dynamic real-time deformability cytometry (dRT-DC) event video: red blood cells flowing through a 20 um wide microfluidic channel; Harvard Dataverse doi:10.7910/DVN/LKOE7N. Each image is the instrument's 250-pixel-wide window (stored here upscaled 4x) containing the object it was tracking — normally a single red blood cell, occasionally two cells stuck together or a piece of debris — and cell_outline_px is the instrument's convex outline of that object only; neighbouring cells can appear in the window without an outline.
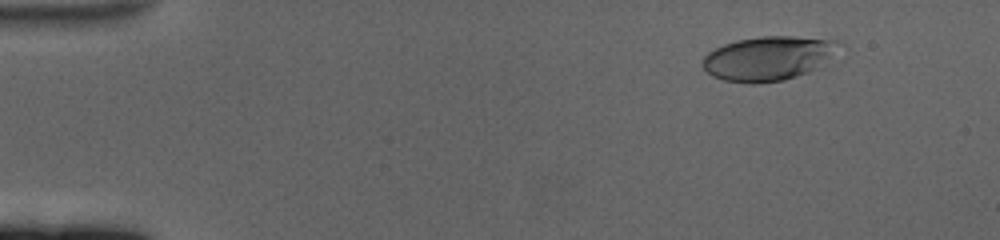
{"species": "human", "species_latin": "Homo sapiens", "temperature_condition": "cold", "stored_images_in_passage": 61, "camera_frame_rate_fps": 3000, "um_per_image_px": 0.085, "donor": {"sex": "female"}, "frame": {"image": 1, "passage_image": 7, "time_ms": 2.0, "image_size_px": [1000, 240], "cell_outline_px": [[844, 44], [808, 72], [784, 80], [752, 84], [724, 80], [712, 76], [700, 64], [704, 56], [708, 52], [724, 44], [736, 40], [760, 36], [792, 36], [840, 40]], "centroid_in_image_um": [65.25, 4.94], "position_along_channel_um": 19.8, "area_um2": 34.85}}
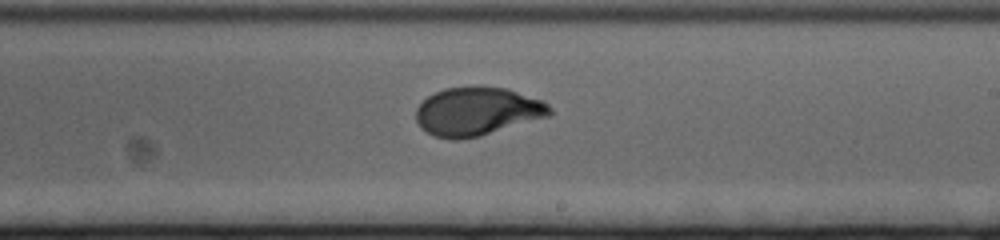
{"frame": {"image": 2, "passage_image": 37, "time_ms": 12.0, "image_size_px": [1000, 240], "cell_outline_px": [[552, 116], [480, 136], [460, 140], [452, 140], [432, 136], [420, 128], [416, 120], [416, 108], [428, 96], [444, 88], [504, 88], [544, 100], [552, 108]], "centroid_in_image_um": [40.58, 9.51], "position_along_channel_um": 248.4, "area_um2": 37.74}}
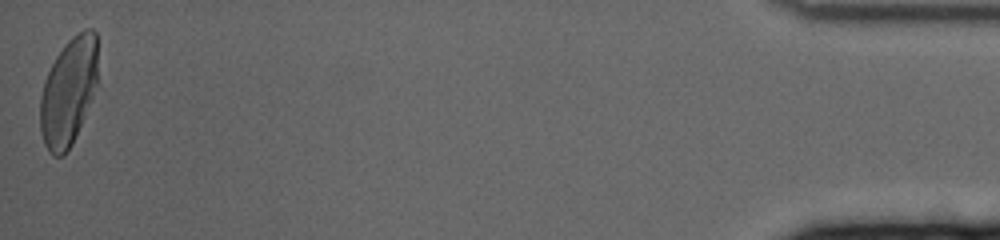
{"frame": {"image": 3, "passage_image": 61, "time_ms": 20.0, "image_size_px": [1000, 240], "cell_outline_px": [[100, 84], [72, 144], [64, 156], [52, 156], [48, 152], [44, 144], [40, 132], [40, 96], [44, 80], [56, 56], [64, 44], [72, 36], [84, 28], [92, 28], [96, 32]], "centroid_in_image_um": [5.87, 7.77], "position_along_channel_um": 429.3, "area_um2": 37.4}, "authors_computed_cell_mechanics": {"area_um2": 36.8186, "velocity_mm_per_s": 3.3391, "shape_relaxation_time_tau1_ms": 4.6042, "shape_relaxation_time_tau2_ms": null, "deformation_change_tau1": 0.2018, "deformation_change_tau2": null}}